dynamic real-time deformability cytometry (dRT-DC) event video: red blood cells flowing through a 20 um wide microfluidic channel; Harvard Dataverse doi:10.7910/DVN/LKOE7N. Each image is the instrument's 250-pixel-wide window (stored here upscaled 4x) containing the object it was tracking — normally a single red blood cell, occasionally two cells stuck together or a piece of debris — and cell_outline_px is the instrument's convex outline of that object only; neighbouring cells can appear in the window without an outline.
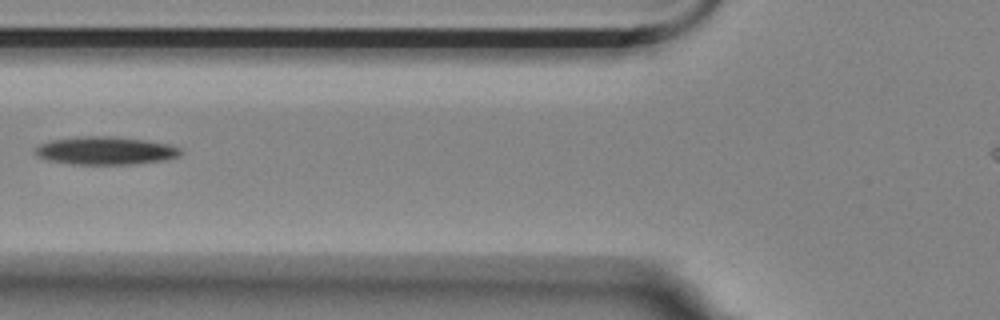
{"species": "Egyptian fruit bat (a non-hibernating species)", "species_latin": "Rousettus aegyptiacus", "temperature_condition": "room temperature", "stored_images_in_passage": 12, "camera_frame_rate_fps": 3000, "um_per_image_px": 0.085, "animal": {"sex": "female"}, "frame": {"image": 1, "passage_image": 3, "time_ms": 0.667, "image_size_px": [1000, 320], "cell_outline_px": [[184, 152], [180, 156], [164, 160], [132, 164], [72, 164], [48, 160], [40, 156], [36, 152], [36, 148], [40, 144], [52, 140], [76, 136], [116, 136], [148, 140], [172, 144], [180, 148]], "centroid_in_image_um": [9.05, 12.79], "position_along_channel_um": 116.7, "area_um2": 23.87}}
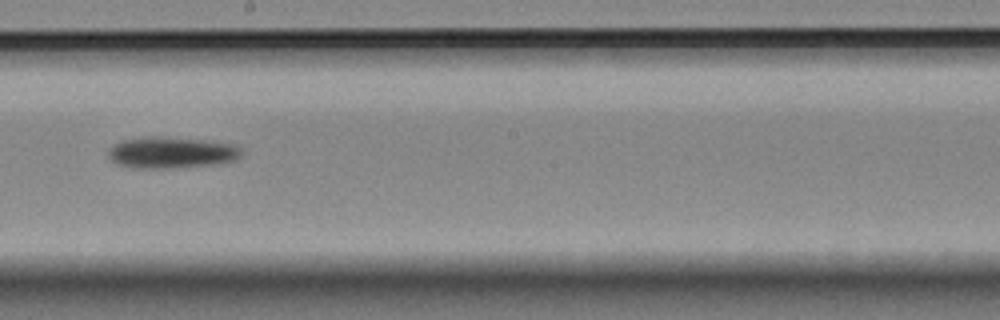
{"frame": {"image": 2, "passage_image": 6, "time_ms": 1.667, "image_size_px": [1000, 320], "cell_outline_px": [[240, 156], [236, 160], [216, 164], [172, 168], [132, 168], [116, 164], [108, 156], [108, 148], [112, 144], [120, 140], [144, 136], [160, 136], [208, 140], [236, 144], [240, 148]], "centroid_in_image_um": [14.53, 12.95], "position_along_channel_um": 233.7, "area_um2": 24.85}}
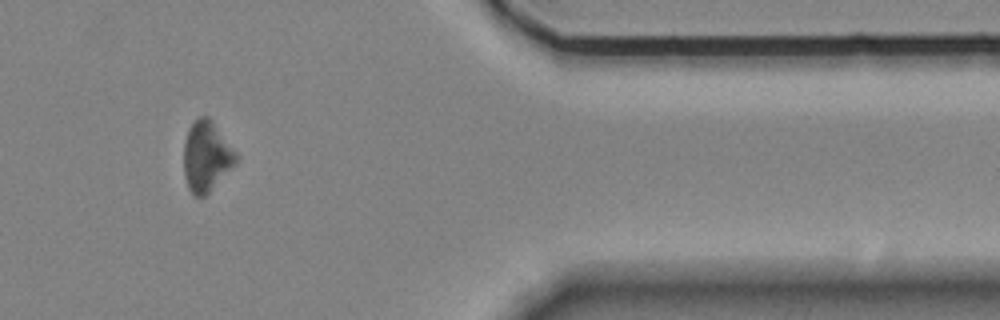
{"frame": {"image": 3, "passage_image": 10, "time_ms": 3.0, "image_size_px": [1000, 320], "cell_outline_px": [[236, 164], [204, 196], [196, 196], [188, 188], [184, 176], [184, 144], [188, 128], [200, 116], [208, 116], [212, 120], [236, 152]], "centroid_in_image_um": [17.53, 13.28], "position_along_channel_um": 393.9, "area_um2": 21.1}}